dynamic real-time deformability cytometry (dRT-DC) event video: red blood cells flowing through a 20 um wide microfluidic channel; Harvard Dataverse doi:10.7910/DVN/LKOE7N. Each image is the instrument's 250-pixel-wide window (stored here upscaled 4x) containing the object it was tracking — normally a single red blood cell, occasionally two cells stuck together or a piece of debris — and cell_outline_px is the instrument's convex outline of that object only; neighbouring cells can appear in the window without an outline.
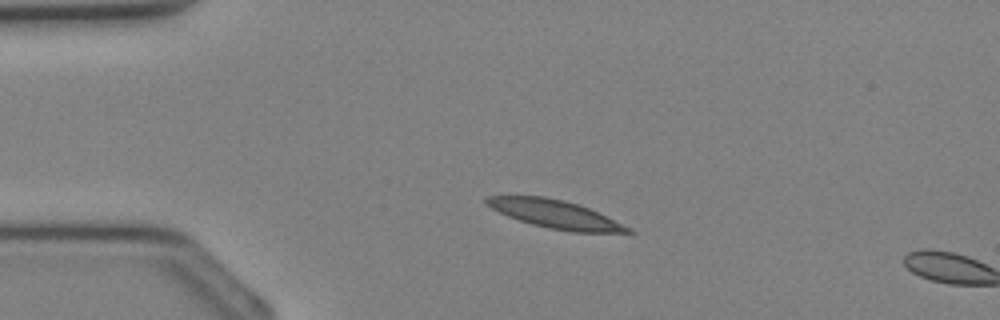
{"species": "Egyptian fruit bat (a non-hibernating species)", "species_latin": "Rousettus aegyptiacus", "temperature_condition": "cold", "stored_images_in_passage": 7, "camera_frame_rate_fps": 3000, "um_per_image_px": 0.085, "animal": {"sex": "female"}, "frame": {"image": 1, "passage_image": 6, "time_ms": 1.667, "image_size_px": [1000, 320], "cell_outline_px": [[636, 232], [572, 232], [532, 224], [508, 216], [484, 204], [484, 196], [544, 196], [564, 200], [580, 204], [632, 228]], "centroid_in_image_um": [47.18, 18.19], "position_along_channel_um": 37.8, "area_um2": 23.0}}